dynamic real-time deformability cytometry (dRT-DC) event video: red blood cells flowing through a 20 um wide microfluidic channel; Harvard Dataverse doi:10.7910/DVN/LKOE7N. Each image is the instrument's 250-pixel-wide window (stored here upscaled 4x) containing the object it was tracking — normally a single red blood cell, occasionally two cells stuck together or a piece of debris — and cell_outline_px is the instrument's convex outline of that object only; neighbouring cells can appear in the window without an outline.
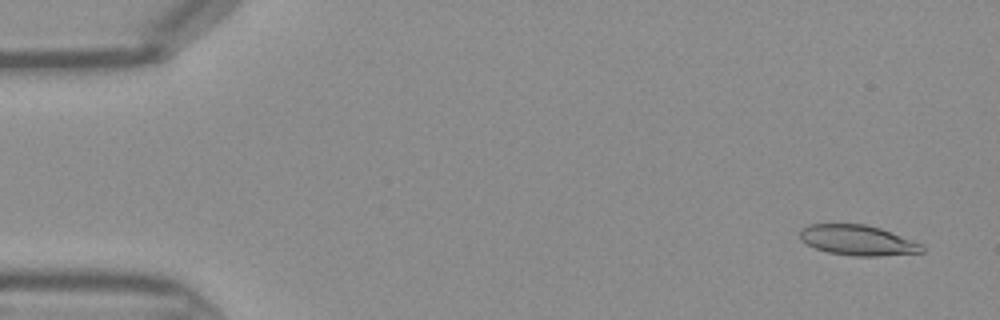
{"species": "Egyptian fruit bat (a non-hibernating species)", "species_latin": "Rousettus aegyptiacus", "temperature_condition": "warm", "stored_images_in_passage": 45, "camera_frame_rate_fps": 3000, "um_per_image_px": 0.085, "frame": {"image": 1, "passage_image": 3, "time_ms": 0.667, "image_size_px": [1000, 320], "cell_outline_px": [[924, 252], [876, 256], [852, 256], [828, 252], [816, 248], [800, 240], [800, 228], [812, 224], [864, 224], [880, 228], [924, 244]], "centroid_in_image_um": [72.92, 20.42], "position_along_channel_um": 12.1, "area_um2": 21.5}}
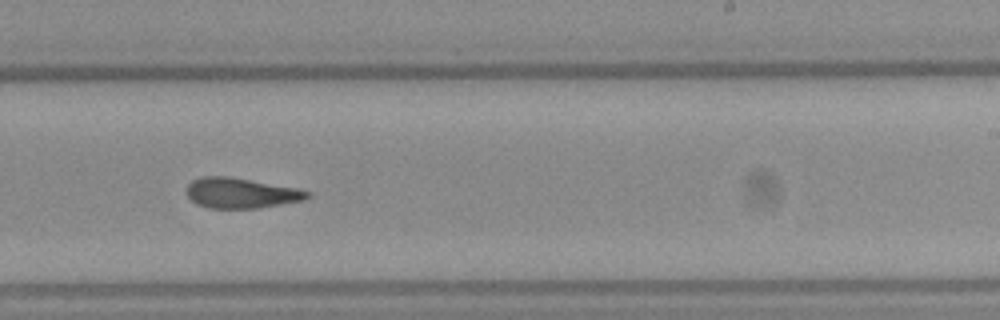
{"frame": {"image": 2, "passage_image": 28, "time_ms": 9.0, "image_size_px": [1000, 320], "cell_outline_px": [[312, 196], [304, 200], [256, 208], [208, 208], [196, 204], [184, 192], [188, 184], [192, 180], [200, 176], [228, 176], [296, 188], [312, 192]], "centroid_in_image_um": [20.45, 16.4], "position_along_channel_um": 268.6, "area_um2": 21.39}}
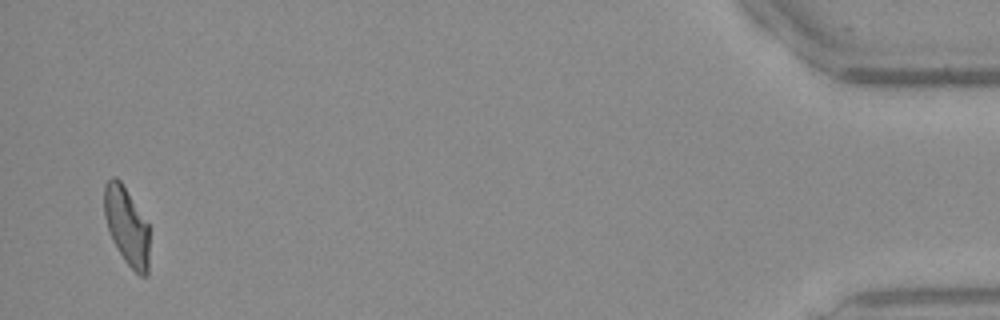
{"frame": {"image": 3, "passage_image": 44, "time_ms": 14.333, "image_size_px": [1000, 320], "cell_outline_px": [[148, 276], [140, 276], [124, 260], [112, 240], [104, 216], [104, 184], [112, 176], [116, 176], [120, 180], [148, 224]], "centroid_in_image_um": [10.75, 19.2], "position_along_channel_um": 424.4, "area_um2": 20.29}}